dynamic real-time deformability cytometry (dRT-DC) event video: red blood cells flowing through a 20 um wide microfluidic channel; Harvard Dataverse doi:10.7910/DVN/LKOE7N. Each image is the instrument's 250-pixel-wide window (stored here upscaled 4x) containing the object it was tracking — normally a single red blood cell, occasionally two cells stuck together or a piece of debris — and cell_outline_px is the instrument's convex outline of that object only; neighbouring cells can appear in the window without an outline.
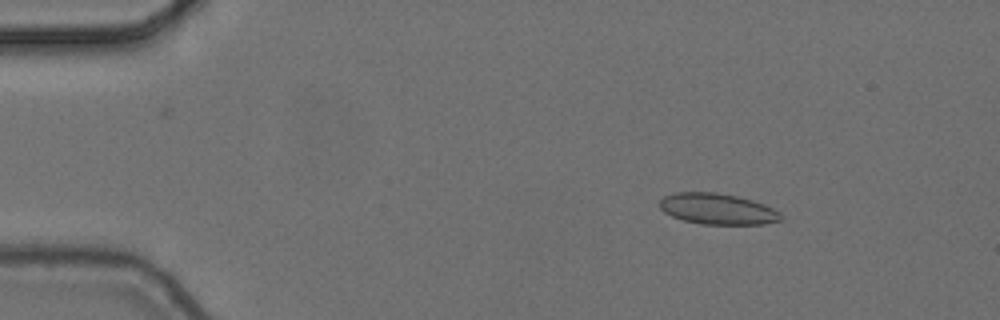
{"species": "common noctule bat (a hibernating species)", "species_latin": "Nyctalus noctula", "temperature_condition": "cold", "stored_images_in_passage": 5, "camera_frame_rate_fps": 3000, "um_per_image_px": 0.085, "animal": {"sex": "female", "body_mass_g": 24.6, "forearm_length_mm": 56.2}, "frame": {"image": 1, "passage_image": 1, "time_ms": 0.0, "image_size_px": [1000, 320], "cell_outline_px": [[784, 220], [764, 224], [700, 224], [684, 220], [672, 216], [664, 212], [660, 208], [660, 200], [664, 196], [676, 192], [716, 192], [736, 196], [752, 200], [764, 204], [780, 212], [784, 216]], "centroid_in_image_um": [61.02, 17.76], "position_along_channel_um": 24.0, "area_um2": 21.96}}
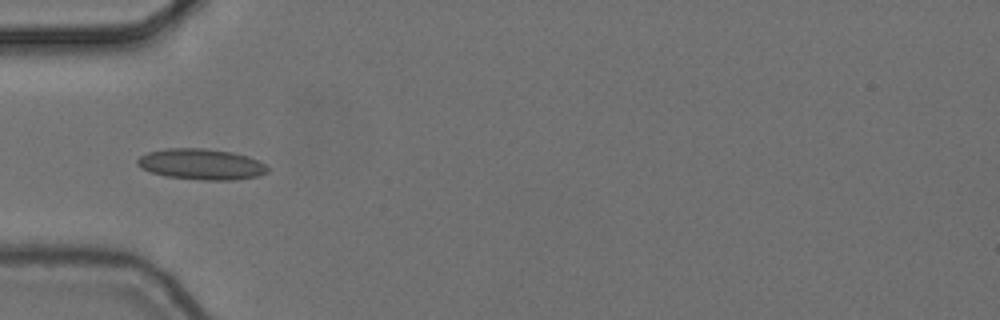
{"frame": {"image": 2, "passage_image": 4, "time_ms": 1.0, "image_size_px": [1000, 320], "cell_outline_px": [[268, 172], [256, 176], [232, 180], [204, 180], [168, 176], [152, 172], [140, 168], [136, 164], [136, 160], [140, 156], [148, 152], [168, 148], [204, 148], [232, 152], [248, 156], [264, 164], [268, 168]], "centroid_in_image_um": [17.08, 13.95], "position_along_channel_um": 67.9, "area_um2": 23.24}}
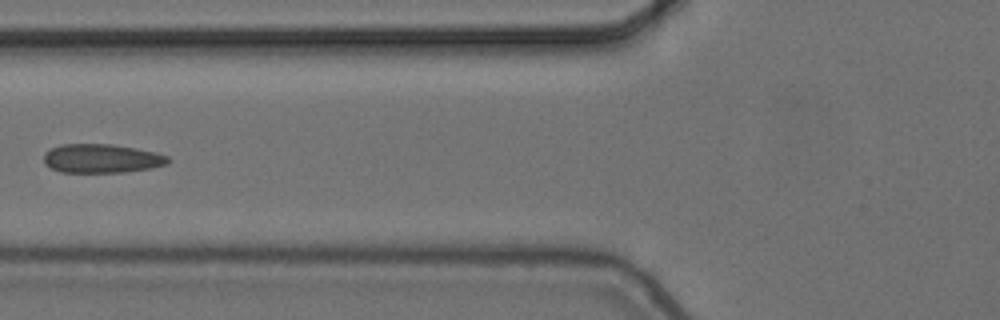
{"frame": {"image": 3, "passage_image": 5, "time_ms": 1.333, "image_size_px": [1000, 320], "cell_outline_px": [[172, 160], [168, 164], [152, 168], [124, 172], [60, 172], [44, 164], [44, 152], [48, 148], [60, 144], [112, 144], [136, 148], [156, 152], [168, 156]], "centroid_in_image_um": [8.64, 13.46], "position_along_channel_um": 117.2, "area_um2": 21.21}}